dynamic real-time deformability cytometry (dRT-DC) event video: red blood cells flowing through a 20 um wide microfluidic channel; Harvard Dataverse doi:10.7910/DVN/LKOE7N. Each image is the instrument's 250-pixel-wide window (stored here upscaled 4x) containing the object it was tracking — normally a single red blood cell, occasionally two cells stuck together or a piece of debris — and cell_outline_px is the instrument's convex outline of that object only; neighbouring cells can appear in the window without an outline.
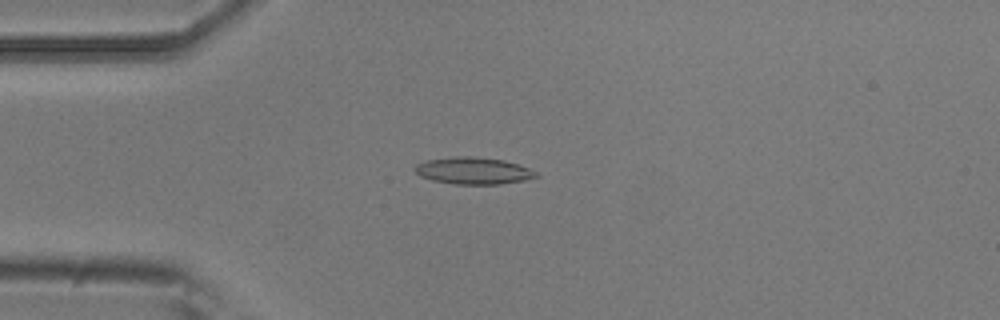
{"species": "common noctule bat (a hibernating species)", "species_latin": "Nyctalus noctula", "temperature_condition": "room temperature", "stored_images_in_passage": 52, "camera_frame_rate_fps": 3000, "um_per_image_px": 0.085, "animal": {"sex": "male", "body_mass_g": 20.5, "forearm_length_mm": 52.5}, "frame": {"image": 1, "passage_image": 13, "time_ms": 4.0, "image_size_px": [1000, 320], "cell_outline_px": [[540, 176], [524, 180], [500, 184], [456, 184], [432, 180], [420, 176], [412, 168], [416, 164], [424, 160], [456, 156], [472, 156], [504, 160], [528, 168], [536, 172]], "centroid_in_image_um": [40.19, 14.5], "position_along_channel_um": 44.8, "area_um2": 19.02}}
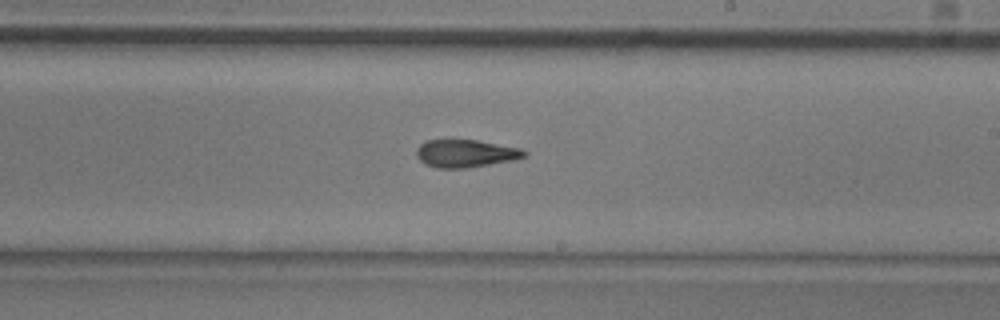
{"frame": {"image": 2, "passage_image": 30, "time_ms": 9.667, "image_size_px": [1000, 320], "cell_outline_px": [[528, 152], [524, 156], [512, 160], [468, 168], [436, 168], [424, 164], [416, 156], [416, 148], [420, 144], [428, 140], [476, 140], [520, 148]], "centroid_in_image_um": [39.53, 13.05], "position_along_channel_um": 249.5, "area_um2": 17.34}}
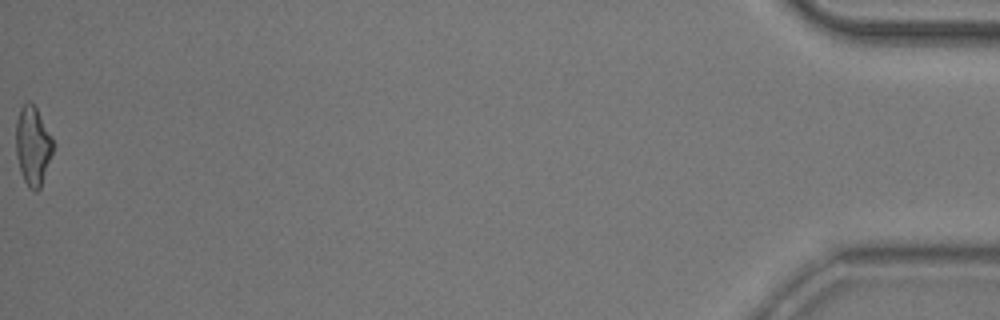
{"frame": {"image": 3, "passage_image": 52, "time_ms": 17.0, "image_size_px": [1000, 320], "cell_outline_px": [[52, 152], [40, 188], [36, 192], [28, 188], [20, 172], [16, 156], [16, 120], [20, 108], [28, 100], [36, 108], [52, 136]], "centroid_in_image_um": [2.76, 12.4], "position_along_channel_um": 432.4, "area_um2": 16.94}, "authors_computed_cell_mechanics": {"area_um2": 17.6868, "velocity_mm_per_s": 3.8874, "shape_relaxation_time_tau1_ms": 6.8108, "shape_relaxation_time_tau2_ms": 5.8612, "deformation_change_tau1": 0.1867, "deformation_change_tau2": 0.1178}}